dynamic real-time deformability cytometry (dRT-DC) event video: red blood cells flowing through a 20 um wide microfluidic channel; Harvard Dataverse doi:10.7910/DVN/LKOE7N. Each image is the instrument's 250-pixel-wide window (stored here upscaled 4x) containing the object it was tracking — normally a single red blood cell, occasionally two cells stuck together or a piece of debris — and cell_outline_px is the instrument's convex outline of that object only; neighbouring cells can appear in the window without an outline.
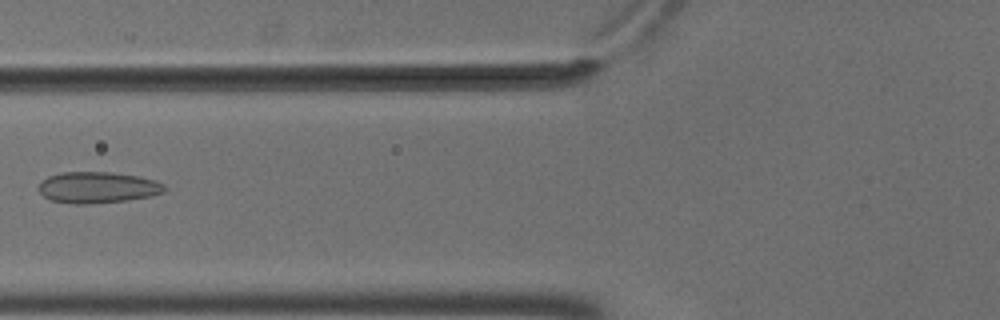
{"species": "common noctule bat (a hibernating species)", "species_latin": "Nyctalus noctula", "temperature_condition": "cold", "stored_images_in_passage": 7, "camera_frame_rate_fps": 3000, "um_per_image_px": 0.085, "animal": {"sex": "male", "body_mass_g": 18.8}, "frame": {"image": 1, "passage_image": 6, "time_ms": 1.667, "image_size_px": [1000, 320], "cell_outline_px": [[168, 188], [164, 192], [152, 196], [128, 200], [88, 204], [76, 204], [52, 200], [44, 196], [40, 192], [40, 184], [48, 176], [60, 172], [112, 172], [140, 176], [156, 180], [164, 184]], "centroid_in_image_um": [8.37, 15.92], "position_along_channel_um": 117.4, "area_um2": 23.0}}
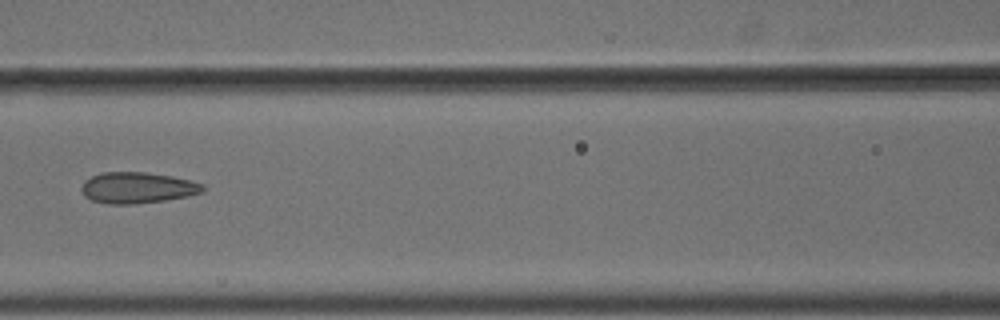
{"frame": {"image": 2, "passage_image": 7, "time_ms": 2.0, "image_size_px": [1000, 320], "cell_outline_px": [[204, 192], [164, 200], [136, 204], [108, 204], [92, 200], [84, 196], [80, 188], [84, 180], [100, 172], [144, 172], [172, 176], [204, 184]], "centroid_in_image_um": [11.63, 15.95], "position_along_channel_um": 155.0, "area_um2": 21.96}}